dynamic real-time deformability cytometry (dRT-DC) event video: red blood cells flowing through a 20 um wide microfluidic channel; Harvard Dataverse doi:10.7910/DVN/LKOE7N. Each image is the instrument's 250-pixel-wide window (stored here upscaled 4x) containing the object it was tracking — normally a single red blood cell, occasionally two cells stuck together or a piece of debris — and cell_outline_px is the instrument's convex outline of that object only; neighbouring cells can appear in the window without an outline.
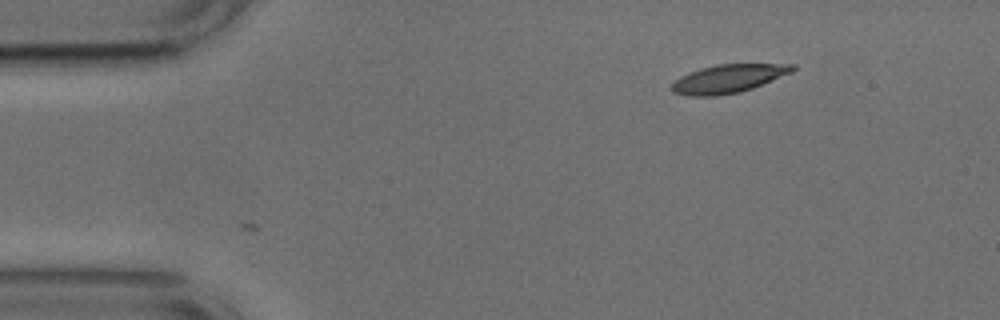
{"species": "common noctule bat (a hibernating species)", "species_latin": "Nyctalus noctula", "temperature_condition": "cold", "stored_images_in_passage": 47, "camera_frame_rate_fps": 3000, "um_per_image_px": 0.085, "animal": {"sex": "male", "body_mass_g": 17.9, "forearm_length_mm": 54.2}, "frame": {"image": 1, "passage_image": 1, "time_ms": 0.0, "image_size_px": [1000, 320], "cell_outline_px": [[796, 68], [792, 72], [752, 88], [740, 92], [716, 96], [688, 96], [672, 92], [672, 84], [680, 76], [688, 72], [700, 68], [716, 64], [796, 64]], "centroid_in_image_um": [61.89, 6.68], "position_along_channel_um": 23.1, "area_um2": 19.94}}
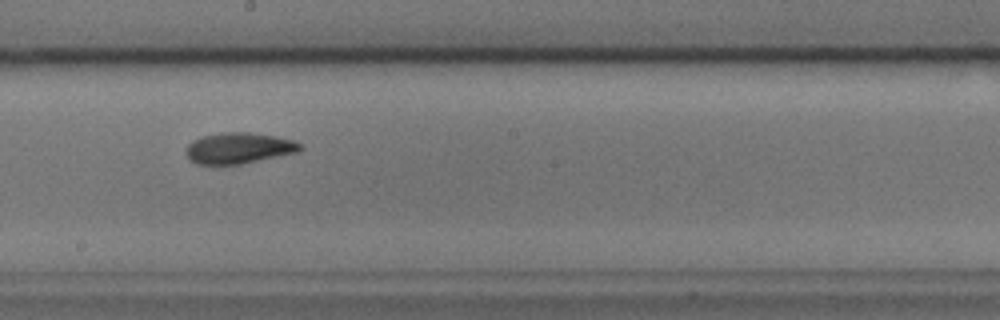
{"frame": {"image": 2, "passage_image": 23, "time_ms": 7.333, "image_size_px": [1000, 320], "cell_outline_px": [[304, 148], [296, 152], [240, 164], [196, 164], [184, 152], [184, 148], [192, 140], [204, 136], [224, 132], [248, 132], [276, 136], [292, 140], [304, 144]], "centroid_in_image_um": [20.29, 12.58], "position_along_channel_um": 227.9, "area_um2": 20.52}}
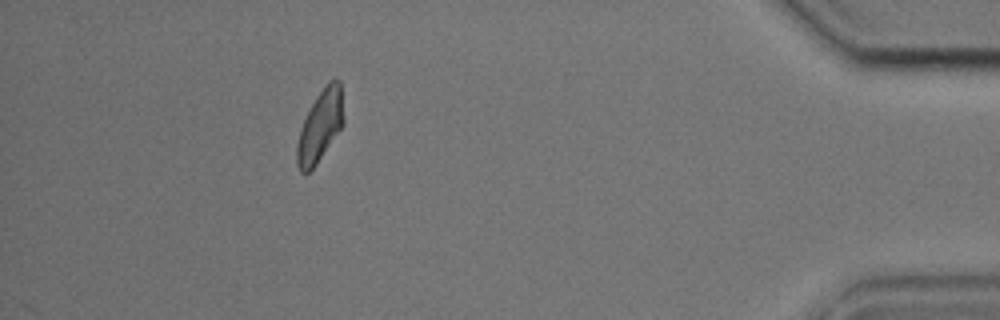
{"frame": {"image": 3, "passage_image": 42, "time_ms": 13.667, "image_size_px": [1000, 320], "cell_outline_px": [[344, 124], [316, 164], [308, 172], [300, 172], [296, 164], [296, 144], [300, 128], [316, 96], [328, 80], [336, 76], [340, 80], [344, 120]], "centroid_in_image_um": [27.21, 10.67], "position_along_channel_um": 408.0, "area_um2": 19.48}, "authors_computed_cell_mechanics": {"area_um2": 19.9988, "velocity_mm_per_s": 3.708, "shape_relaxation_time_tau1_ms": 3.4855, "shape_relaxation_time_tau2_ms": 2.4106, "deformation_change_tau1": 0.1168, "deformation_change_tau2": 0.0773}}